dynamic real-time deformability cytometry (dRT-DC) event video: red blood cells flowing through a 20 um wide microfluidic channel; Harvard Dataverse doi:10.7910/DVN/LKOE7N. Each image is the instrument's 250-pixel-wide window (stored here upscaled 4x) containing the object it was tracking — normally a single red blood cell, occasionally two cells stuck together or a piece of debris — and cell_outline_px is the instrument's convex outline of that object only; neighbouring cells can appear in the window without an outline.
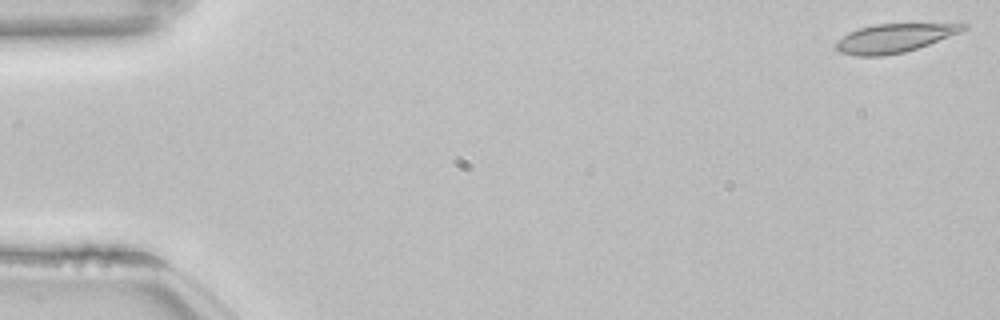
{"species": "common noctule bat (a hibernating species)", "species_latin": "Nyctalus noctula", "temperature_condition": "room temperature", "stored_images_in_passage": 53, "camera_frame_rate_fps": 3000, "um_per_image_px": 0.085, "animal": {"sex": "female", "body_mass_g": 22.7, "forearm_length_mm": 54.2}, "frame": {"image": 1, "passage_image": 1, "time_ms": 0.0, "image_size_px": [1000, 320], "cell_outline_px": [[968, 28], [960, 32], [928, 44], [904, 52], [884, 56], [856, 56], [840, 52], [832, 44], [836, 40], [848, 32], [860, 28], [876, 24], [968, 24]], "centroid_in_image_um": [75.93, 3.25], "position_along_channel_um": 9.1, "area_um2": 21.1}}
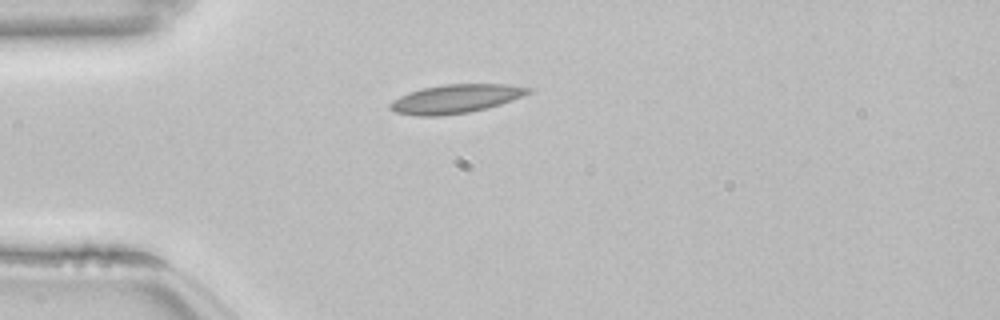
{"frame": {"image": 2, "passage_image": 14, "time_ms": 4.333, "image_size_px": [1000, 320], "cell_outline_px": [[532, 92], [512, 100], [488, 108], [468, 112], [440, 116], [416, 116], [396, 112], [388, 108], [388, 104], [392, 100], [408, 92], [424, 88], [444, 84], [508, 84], [532, 88]], "centroid_in_image_um": [38.72, 8.4], "position_along_channel_um": 46.3, "area_um2": 23.18}}
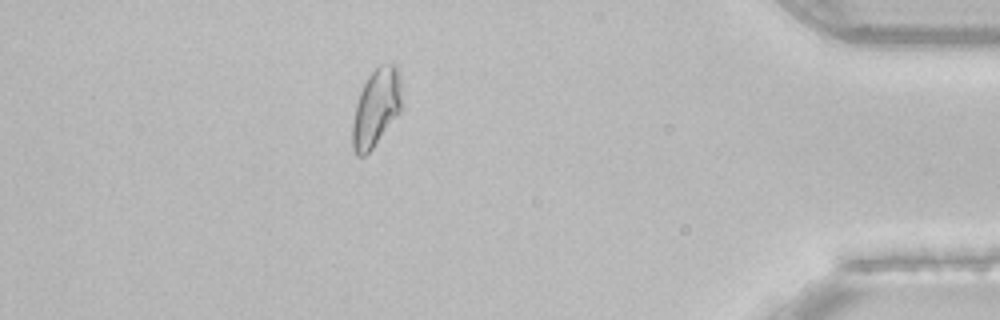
{"frame": {"image": 3, "passage_image": 47, "time_ms": 15.333, "image_size_px": [1000, 320], "cell_outline_px": [[400, 112], [372, 148], [364, 156], [356, 156], [352, 148], [352, 124], [356, 104], [360, 92], [368, 76], [380, 64], [396, 64], [400, 80]], "centroid_in_image_um": [31.94, 9.17], "position_along_channel_um": 403.3, "area_um2": 21.96}, "authors_computed_cell_mechanics": {"area_um2": 21.5016, "velocity_mm_per_s": 3.8316, "shape_relaxation_time_tau1_ms": null, "shape_relaxation_time_tau2_ms": 1.6837, "deformation_change_tau1": null, "deformation_change_tau2": 0.0824}}